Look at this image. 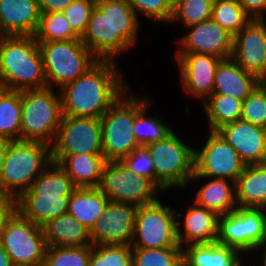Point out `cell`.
<instances>
[{
	"mask_svg": "<svg viewBox=\"0 0 266 266\" xmlns=\"http://www.w3.org/2000/svg\"><path fill=\"white\" fill-rule=\"evenodd\" d=\"M117 62L98 60L75 81L63 85L59 89L63 116L101 118L129 91Z\"/></svg>",
	"mask_w": 266,
	"mask_h": 266,
	"instance_id": "obj_1",
	"label": "cell"
},
{
	"mask_svg": "<svg viewBox=\"0 0 266 266\" xmlns=\"http://www.w3.org/2000/svg\"><path fill=\"white\" fill-rule=\"evenodd\" d=\"M139 20L126 0H96L80 39L98 60L116 61L138 43Z\"/></svg>",
	"mask_w": 266,
	"mask_h": 266,
	"instance_id": "obj_2",
	"label": "cell"
},
{
	"mask_svg": "<svg viewBox=\"0 0 266 266\" xmlns=\"http://www.w3.org/2000/svg\"><path fill=\"white\" fill-rule=\"evenodd\" d=\"M75 189L68 174L51 161L29 190L16 199V210L23 218L43 227L67 213L69 197Z\"/></svg>",
	"mask_w": 266,
	"mask_h": 266,
	"instance_id": "obj_3",
	"label": "cell"
},
{
	"mask_svg": "<svg viewBox=\"0 0 266 266\" xmlns=\"http://www.w3.org/2000/svg\"><path fill=\"white\" fill-rule=\"evenodd\" d=\"M0 85L12 91L47 87L42 55L34 36H0Z\"/></svg>",
	"mask_w": 266,
	"mask_h": 266,
	"instance_id": "obj_4",
	"label": "cell"
},
{
	"mask_svg": "<svg viewBox=\"0 0 266 266\" xmlns=\"http://www.w3.org/2000/svg\"><path fill=\"white\" fill-rule=\"evenodd\" d=\"M51 161V146L46 143L10 141L0 173V192L17 199Z\"/></svg>",
	"mask_w": 266,
	"mask_h": 266,
	"instance_id": "obj_5",
	"label": "cell"
},
{
	"mask_svg": "<svg viewBox=\"0 0 266 266\" xmlns=\"http://www.w3.org/2000/svg\"><path fill=\"white\" fill-rule=\"evenodd\" d=\"M62 116L59 89L46 87L21 91L20 140L42 142L52 146Z\"/></svg>",
	"mask_w": 266,
	"mask_h": 266,
	"instance_id": "obj_6",
	"label": "cell"
},
{
	"mask_svg": "<svg viewBox=\"0 0 266 266\" xmlns=\"http://www.w3.org/2000/svg\"><path fill=\"white\" fill-rule=\"evenodd\" d=\"M146 147L155 170V185L161 191L185 189L189 185L194 174V147L185 144L174 131Z\"/></svg>",
	"mask_w": 266,
	"mask_h": 266,
	"instance_id": "obj_7",
	"label": "cell"
},
{
	"mask_svg": "<svg viewBox=\"0 0 266 266\" xmlns=\"http://www.w3.org/2000/svg\"><path fill=\"white\" fill-rule=\"evenodd\" d=\"M43 59L47 87L60 89L75 81L90 69L98 59L81 39L38 43Z\"/></svg>",
	"mask_w": 266,
	"mask_h": 266,
	"instance_id": "obj_8",
	"label": "cell"
},
{
	"mask_svg": "<svg viewBox=\"0 0 266 266\" xmlns=\"http://www.w3.org/2000/svg\"><path fill=\"white\" fill-rule=\"evenodd\" d=\"M136 93L125 92L100 118L102 150L106 161H121L140 147L133 131Z\"/></svg>",
	"mask_w": 266,
	"mask_h": 266,
	"instance_id": "obj_9",
	"label": "cell"
},
{
	"mask_svg": "<svg viewBox=\"0 0 266 266\" xmlns=\"http://www.w3.org/2000/svg\"><path fill=\"white\" fill-rule=\"evenodd\" d=\"M216 242L234 248L242 255L263 251L266 243L265 209L237 207L220 216Z\"/></svg>",
	"mask_w": 266,
	"mask_h": 266,
	"instance_id": "obj_10",
	"label": "cell"
},
{
	"mask_svg": "<svg viewBox=\"0 0 266 266\" xmlns=\"http://www.w3.org/2000/svg\"><path fill=\"white\" fill-rule=\"evenodd\" d=\"M160 200L138 207L131 248H182L177 237V211Z\"/></svg>",
	"mask_w": 266,
	"mask_h": 266,
	"instance_id": "obj_11",
	"label": "cell"
},
{
	"mask_svg": "<svg viewBox=\"0 0 266 266\" xmlns=\"http://www.w3.org/2000/svg\"><path fill=\"white\" fill-rule=\"evenodd\" d=\"M98 189L109 201L141 207L157 201L162 192L149 178L132 173L121 161H107Z\"/></svg>",
	"mask_w": 266,
	"mask_h": 266,
	"instance_id": "obj_12",
	"label": "cell"
},
{
	"mask_svg": "<svg viewBox=\"0 0 266 266\" xmlns=\"http://www.w3.org/2000/svg\"><path fill=\"white\" fill-rule=\"evenodd\" d=\"M0 244L14 266H43L47 244L41 226L17 211L0 234Z\"/></svg>",
	"mask_w": 266,
	"mask_h": 266,
	"instance_id": "obj_13",
	"label": "cell"
},
{
	"mask_svg": "<svg viewBox=\"0 0 266 266\" xmlns=\"http://www.w3.org/2000/svg\"><path fill=\"white\" fill-rule=\"evenodd\" d=\"M207 132L209 135L203 147L200 150L194 148V173L236 182L246 165L217 131Z\"/></svg>",
	"mask_w": 266,
	"mask_h": 266,
	"instance_id": "obj_14",
	"label": "cell"
},
{
	"mask_svg": "<svg viewBox=\"0 0 266 266\" xmlns=\"http://www.w3.org/2000/svg\"><path fill=\"white\" fill-rule=\"evenodd\" d=\"M103 154L100 118L62 116L51 155Z\"/></svg>",
	"mask_w": 266,
	"mask_h": 266,
	"instance_id": "obj_15",
	"label": "cell"
},
{
	"mask_svg": "<svg viewBox=\"0 0 266 266\" xmlns=\"http://www.w3.org/2000/svg\"><path fill=\"white\" fill-rule=\"evenodd\" d=\"M231 58L247 73L266 82V19H252L233 36Z\"/></svg>",
	"mask_w": 266,
	"mask_h": 266,
	"instance_id": "obj_16",
	"label": "cell"
},
{
	"mask_svg": "<svg viewBox=\"0 0 266 266\" xmlns=\"http://www.w3.org/2000/svg\"><path fill=\"white\" fill-rule=\"evenodd\" d=\"M138 207L109 201L101 217L89 231L92 245H131Z\"/></svg>",
	"mask_w": 266,
	"mask_h": 266,
	"instance_id": "obj_17",
	"label": "cell"
},
{
	"mask_svg": "<svg viewBox=\"0 0 266 266\" xmlns=\"http://www.w3.org/2000/svg\"><path fill=\"white\" fill-rule=\"evenodd\" d=\"M183 92L201 104L212 95L215 73L222 60L210 54H175Z\"/></svg>",
	"mask_w": 266,
	"mask_h": 266,
	"instance_id": "obj_18",
	"label": "cell"
},
{
	"mask_svg": "<svg viewBox=\"0 0 266 266\" xmlns=\"http://www.w3.org/2000/svg\"><path fill=\"white\" fill-rule=\"evenodd\" d=\"M188 32L177 39L175 54H210L229 58L233 50V35L212 19L186 27Z\"/></svg>",
	"mask_w": 266,
	"mask_h": 266,
	"instance_id": "obj_19",
	"label": "cell"
},
{
	"mask_svg": "<svg viewBox=\"0 0 266 266\" xmlns=\"http://www.w3.org/2000/svg\"><path fill=\"white\" fill-rule=\"evenodd\" d=\"M217 132L246 166L266 164V128L240 119L222 126Z\"/></svg>",
	"mask_w": 266,
	"mask_h": 266,
	"instance_id": "obj_20",
	"label": "cell"
},
{
	"mask_svg": "<svg viewBox=\"0 0 266 266\" xmlns=\"http://www.w3.org/2000/svg\"><path fill=\"white\" fill-rule=\"evenodd\" d=\"M186 209L185 212H176L179 245L184 247L192 244H210L216 242L220 216L196 205L194 202L192 205H188ZM180 218H182L181 223Z\"/></svg>",
	"mask_w": 266,
	"mask_h": 266,
	"instance_id": "obj_21",
	"label": "cell"
},
{
	"mask_svg": "<svg viewBox=\"0 0 266 266\" xmlns=\"http://www.w3.org/2000/svg\"><path fill=\"white\" fill-rule=\"evenodd\" d=\"M40 14L38 0H0V36H34Z\"/></svg>",
	"mask_w": 266,
	"mask_h": 266,
	"instance_id": "obj_22",
	"label": "cell"
},
{
	"mask_svg": "<svg viewBox=\"0 0 266 266\" xmlns=\"http://www.w3.org/2000/svg\"><path fill=\"white\" fill-rule=\"evenodd\" d=\"M51 160L68 174L76 188H98L107 162L103 154L51 155Z\"/></svg>",
	"mask_w": 266,
	"mask_h": 266,
	"instance_id": "obj_23",
	"label": "cell"
},
{
	"mask_svg": "<svg viewBox=\"0 0 266 266\" xmlns=\"http://www.w3.org/2000/svg\"><path fill=\"white\" fill-rule=\"evenodd\" d=\"M197 180H204L205 182L198 189L196 197L193 199L196 205L206 208L218 216L226 215L238 207L235 182L198 176L194 173L189 183Z\"/></svg>",
	"mask_w": 266,
	"mask_h": 266,
	"instance_id": "obj_24",
	"label": "cell"
},
{
	"mask_svg": "<svg viewBox=\"0 0 266 266\" xmlns=\"http://www.w3.org/2000/svg\"><path fill=\"white\" fill-rule=\"evenodd\" d=\"M260 82L229 57L219 62L215 73L213 93L244 100Z\"/></svg>",
	"mask_w": 266,
	"mask_h": 266,
	"instance_id": "obj_25",
	"label": "cell"
},
{
	"mask_svg": "<svg viewBox=\"0 0 266 266\" xmlns=\"http://www.w3.org/2000/svg\"><path fill=\"white\" fill-rule=\"evenodd\" d=\"M183 266H240L242 253L218 242L182 247Z\"/></svg>",
	"mask_w": 266,
	"mask_h": 266,
	"instance_id": "obj_26",
	"label": "cell"
},
{
	"mask_svg": "<svg viewBox=\"0 0 266 266\" xmlns=\"http://www.w3.org/2000/svg\"><path fill=\"white\" fill-rule=\"evenodd\" d=\"M236 202L241 208H266V164L245 166L235 182Z\"/></svg>",
	"mask_w": 266,
	"mask_h": 266,
	"instance_id": "obj_27",
	"label": "cell"
},
{
	"mask_svg": "<svg viewBox=\"0 0 266 266\" xmlns=\"http://www.w3.org/2000/svg\"><path fill=\"white\" fill-rule=\"evenodd\" d=\"M42 229L47 247L92 245L89 230L68 213L50 220Z\"/></svg>",
	"mask_w": 266,
	"mask_h": 266,
	"instance_id": "obj_28",
	"label": "cell"
},
{
	"mask_svg": "<svg viewBox=\"0 0 266 266\" xmlns=\"http://www.w3.org/2000/svg\"><path fill=\"white\" fill-rule=\"evenodd\" d=\"M108 202L98 188H76L69 197L67 213L90 231Z\"/></svg>",
	"mask_w": 266,
	"mask_h": 266,
	"instance_id": "obj_29",
	"label": "cell"
},
{
	"mask_svg": "<svg viewBox=\"0 0 266 266\" xmlns=\"http://www.w3.org/2000/svg\"><path fill=\"white\" fill-rule=\"evenodd\" d=\"M150 100L148 96L136 93V117L133 131L140 146L164 140L173 132V129L163 119H160L159 115L149 116L151 115L148 113L151 107Z\"/></svg>",
	"mask_w": 266,
	"mask_h": 266,
	"instance_id": "obj_30",
	"label": "cell"
},
{
	"mask_svg": "<svg viewBox=\"0 0 266 266\" xmlns=\"http://www.w3.org/2000/svg\"><path fill=\"white\" fill-rule=\"evenodd\" d=\"M243 100L232 96L212 93L201 105L205 111L208 131H217L222 126L240 120Z\"/></svg>",
	"mask_w": 266,
	"mask_h": 266,
	"instance_id": "obj_31",
	"label": "cell"
},
{
	"mask_svg": "<svg viewBox=\"0 0 266 266\" xmlns=\"http://www.w3.org/2000/svg\"><path fill=\"white\" fill-rule=\"evenodd\" d=\"M21 91L4 89L0 93V138L20 140Z\"/></svg>",
	"mask_w": 266,
	"mask_h": 266,
	"instance_id": "obj_32",
	"label": "cell"
},
{
	"mask_svg": "<svg viewBox=\"0 0 266 266\" xmlns=\"http://www.w3.org/2000/svg\"><path fill=\"white\" fill-rule=\"evenodd\" d=\"M34 38L38 43L80 39L63 12H41Z\"/></svg>",
	"mask_w": 266,
	"mask_h": 266,
	"instance_id": "obj_33",
	"label": "cell"
},
{
	"mask_svg": "<svg viewBox=\"0 0 266 266\" xmlns=\"http://www.w3.org/2000/svg\"><path fill=\"white\" fill-rule=\"evenodd\" d=\"M211 19L233 36L252 20L238 0H214Z\"/></svg>",
	"mask_w": 266,
	"mask_h": 266,
	"instance_id": "obj_34",
	"label": "cell"
},
{
	"mask_svg": "<svg viewBox=\"0 0 266 266\" xmlns=\"http://www.w3.org/2000/svg\"><path fill=\"white\" fill-rule=\"evenodd\" d=\"M214 0H178L173 5V14L169 23H182L183 27L199 24L211 19Z\"/></svg>",
	"mask_w": 266,
	"mask_h": 266,
	"instance_id": "obj_35",
	"label": "cell"
},
{
	"mask_svg": "<svg viewBox=\"0 0 266 266\" xmlns=\"http://www.w3.org/2000/svg\"><path fill=\"white\" fill-rule=\"evenodd\" d=\"M132 266H183L182 248H132Z\"/></svg>",
	"mask_w": 266,
	"mask_h": 266,
	"instance_id": "obj_36",
	"label": "cell"
},
{
	"mask_svg": "<svg viewBox=\"0 0 266 266\" xmlns=\"http://www.w3.org/2000/svg\"><path fill=\"white\" fill-rule=\"evenodd\" d=\"M91 245L47 247L43 266H89Z\"/></svg>",
	"mask_w": 266,
	"mask_h": 266,
	"instance_id": "obj_37",
	"label": "cell"
},
{
	"mask_svg": "<svg viewBox=\"0 0 266 266\" xmlns=\"http://www.w3.org/2000/svg\"><path fill=\"white\" fill-rule=\"evenodd\" d=\"M89 266H132L130 245H91Z\"/></svg>",
	"mask_w": 266,
	"mask_h": 266,
	"instance_id": "obj_38",
	"label": "cell"
},
{
	"mask_svg": "<svg viewBox=\"0 0 266 266\" xmlns=\"http://www.w3.org/2000/svg\"><path fill=\"white\" fill-rule=\"evenodd\" d=\"M240 119L266 128V82H260L243 100Z\"/></svg>",
	"mask_w": 266,
	"mask_h": 266,
	"instance_id": "obj_39",
	"label": "cell"
},
{
	"mask_svg": "<svg viewBox=\"0 0 266 266\" xmlns=\"http://www.w3.org/2000/svg\"><path fill=\"white\" fill-rule=\"evenodd\" d=\"M137 17H146L158 23H169L172 14L173 6L168 0H126Z\"/></svg>",
	"mask_w": 266,
	"mask_h": 266,
	"instance_id": "obj_40",
	"label": "cell"
},
{
	"mask_svg": "<svg viewBox=\"0 0 266 266\" xmlns=\"http://www.w3.org/2000/svg\"><path fill=\"white\" fill-rule=\"evenodd\" d=\"M96 0H73L63 11L72 30L81 38L86 31Z\"/></svg>",
	"mask_w": 266,
	"mask_h": 266,
	"instance_id": "obj_41",
	"label": "cell"
},
{
	"mask_svg": "<svg viewBox=\"0 0 266 266\" xmlns=\"http://www.w3.org/2000/svg\"><path fill=\"white\" fill-rule=\"evenodd\" d=\"M121 162L136 176L149 178L155 184V170L146 146L135 148Z\"/></svg>",
	"mask_w": 266,
	"mask_h": 266,
	"instance_id": "obj_42",
	"label": "cell"
},
{
	"mask_svg": "<svg viewBox=\"0 0 266 266\" xmlns=\"http://www.w3.org/2000/svg\"><path fill=\"white\" fill-rule=\"evenodd\" d=\"M16 211V198L0 192V234Z\"/></svg>",
	"mask_w": 266,
	"mask_h": 266,
	"instance_id": "obj_43",
	"label": "cell"
},
{
	"mask_svg": "<svg viewBox=\"0 0 266 266\" xmlns=\"http://www.w3.org/2000/svg\"><path fill=\"white\" fill-rule=\"evenodd\" d=\"M238 2L252 19L266 18V0H238Z\"/></svg>",
	"mask_w": 266,
	"mask_h": 266,
	"instance_id": "obj_44",
	"label": "cell"
},
{
	"mask_svg": "<svg viewBox=\"0 0 266 266\" xmlns=\"http://www.w3.org/2000/svg\"><path fill=\"white\" fill-rule=\"evenodd\" d=\"M73 0H38L40 12H63Z\"/></svg>",
	"mask_w": 266,
	"mask_h": 266,
	"instance_id": "obj_45",
	"label": "cell"
},
{
	"mask_svg": "<svg viewBox=\"0 0 266 266\" xmlns=\"http://www.w3.org/2000/svg\"><path fill=\"white\" fill-rule=\"evenodd\" d=\"M9 143H10V140L0 138V173H1V169L4 164V160H5V156L7 153V148H8Z\"/></svg>",
	"mask_w": 266,
	"mask_h": 266,
	"instance_id": "obj_46",
	"label": "cell"
},
{
	"mask_svg": "<svg viewBox=\"0 0 266 266\" xmlns=\"http://www.w3.org/2000/svg\"><path fill=\"white\" fill-rule=\"evenodd\" d=\"M0 266H14L11 258L0 244Z\"/></svg>",
	"mask_w": 266,
	"mask_h": 266,
	"instance_id": "obj_47",
	"label": "cell"
},
{
	"mask_svg": "<svg viewBox=\"0 0 266 266\" xmlns=\"http://www.w3.org/2000/svg\"><path fill=\"white\" fill-rule=\"evenodd\" d=\"M262 255V262L260 264H262V266H266V254H261Z\"/></svg>",
	"mask_w": 266,
	"mask_h": 266,
	"instance_id": "obj_48",
	"label": "cell"
},
{
	"mask_svg": "<svg viewBox=\"0 0 266 266\" xmlns=\"http://www.w3.org/2000/svg\"><path fill=\"white\" fill-rule=\"evenodd\" d=\"M170 3H171V5L173 6L178 0H168Z\"/></svg>",
	"mask_w": 266,
	"mask_h": 266,
	"instance_id": "obj_49",
	"label": "cell"
},
{
	"mask_svg": "<svg viewBox=\"0 0 266 266\" xmlns=\"http://www.w3.org/2000/svg\"><path fill=\"white\" fill-rule=\"evenodd\" d=\"M265 213H266V208H265ZM262 253L266 254V243H265V248L263 249Z\"/></svg>",
	"mask_w": 266,
	"mask_h": 266,
	"instance_id": "obj_50",
	"label": "cell"
},
{
	"mask_svg": "<svg viewBox=\"0 0 266 266\" xmlns=\"http://www.w3.org/2000/svg\"><path fill=\"white\" fill-rule=\"evenodd\" d=\"M4 90V88L0 85V93Z\"/></svg>",
	"mask_w": 266,
	"mask_h": 266,
	"instance_id": "obj_51",
	"label": "cell"
}]
</instances>
